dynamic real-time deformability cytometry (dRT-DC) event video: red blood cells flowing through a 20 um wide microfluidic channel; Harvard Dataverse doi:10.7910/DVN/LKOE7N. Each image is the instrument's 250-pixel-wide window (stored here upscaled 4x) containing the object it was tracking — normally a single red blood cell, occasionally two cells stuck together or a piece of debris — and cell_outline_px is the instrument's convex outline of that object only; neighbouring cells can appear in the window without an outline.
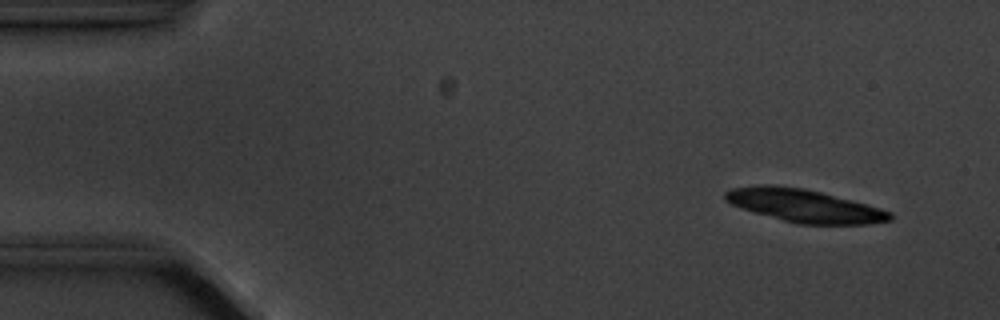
{"species": "common noctule bat (a hibernating species)", "species_latin": "Nyctalus noctula", "temperature_condition": "cold", "stored_images_in_passage": 4, "camera_frame_rate_fps": 3000, "um_per_image_px": 0.085, "animal": {"sex": "male", "body_mass_g": 20.1, "forearm_length_mm": 53.5}, "frame": {"image": 1, "passage_image": 1, "time_ms": 0.0, "image_size_px": [1000, 320], "cell_outline_px": [[892, 220], [868, 224], [796, 224], [740, 208], [724, 200], [724, 192], [732, 188], [756, 184], [772, 184], [804, 188], [868, 204], [892, 212]], "centroid_in_image_um": [68.34, 17.47], "position_along_channel_um": 16.7, "area_um2": 31.79}}